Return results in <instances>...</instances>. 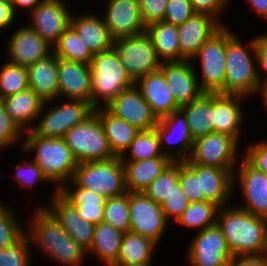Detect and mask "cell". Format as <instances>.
<instances>
[{"instance_id":"6da1fadb","label":"cell","mask_w":267,"mask_h":266,"mask_svg":"<svg viewBox=\"0 0 267 266\" xmlns=\"http://www.w3.org/2000/svg\"><path fill=\"white\" fill-rule=\"evenodd\" d=\"M26 234L37 251L48 256L52 262L67 266H82L87 252L45 208L37 207L32 212ZM39 249V250H38Z\"/></svg>"},{"instance_id":"7a4b0ae2","label":"cell","mask_w":267,"mask_h":266,"mask_svg":"<svg viewBox=\"0 0 267 266\" xmlns=\"http://www.w3.org/2000/svg\"><path fill=\"white\" fill-rule=\"evenodd\" d=\"M220 207L216 224L233 256L267 252V219L257 217L238 205Z\"/></svg>"},{"instance_id":"3957f363","label":"cell","mask_w":267,"mask_h":266,"mask_svg":"<svg viewBox=\"0 0 267 266\" xmlns=\"http://www.w3.org/2000/svg\"><path fill=\"white\" fill-rule=\"evenodd\" d=\"M239 38L227 24L224 94L249 98L250 95L259 94L261 88L257 74L255 37L246 45Z\"/></svg>"},{"instance_id":"277c9868","label":"cell","mask_w":267,"mask_h":266,"mask_svg":"<svg viewBox=\"0 0 267 266\" xmlns=\"http://www.w3.org/2000/svg\"><path fill=\"white\" fill-rule=\"evenodd\" d=\"M21 152L28 154L26 156L34 152L32 160L58 190L72 180L78 165L63 138L40 137L31 130L23 134Z\"/></svg>"},{"instance_id":"5b68a950","label":"cell","mask_w":267,"mask_h":266,"mask_svg":"<svg viewBox=\"0 0 267 266\" xmlns=\"http://www.w3.org/2000/svg\"><path fill=\"white\" fill-rule=\"evenodd\" d=\"M91 70L90 103L96 109L105 107L122 91L135 86L114 48L95 53ZM102 105V106H101Z\"/></svg>"},{"instance_id":"8992f818","label":"cell","mask_w":267,"mask_h":266,"mask_svg":"<svg viewBox=\"0 0 267 266\" xmlns=\"http://www.w3.org/2000/svg\"><path fill=\"white\" fill-rule=\"evenodd\" d=\"M53 102L59 101L56 99L44 102L37 121L31 129L35 135L63 138L72 127L85 121L95 110L89 101L62 99L60 104L55 103L52 106Z\"/></svg>"},{"instance_id":"52a82bcc","label":"cell","mask_w":267,"mask_h":266,"mask_svg":"<svg viewBox=\"0 0 267 266\" xmlns=\"http://www.w3.org/2000/svg\"><path fill=\"white\" fill-rule=\"evenodd\" d=\"M72 181L78 186L109 198L124 194V169L121 157L78 163Z\"/></svg>"},{"instance_id":"ba28073f","label":"cell","mask_w":267,"mask_h":266,"mask_svg":"<svg viewBox=\"0 0 267 266\" xmlns=\"http://www.w3.org/2000/svg\"><path fill=\"white\" fill-rule=\"evenodd\" d=\"M63 139L78 163L116 157L109 147L103 127L95 112L82 123L72 127Z\"/></svg>"},{"instance_id":"9c48e42d","label":"cell","mask_w":267,"mask_h":266,"mask_svg":"<svg viewBox=\"0 0 267 266\" xmlns=\"http://www.w3.org/2000/svg\"><path fill=\"white\" fill-rule=\"evenodd\" d=\"M225 56L226 26H223L200 47L197 54L191 59L195 72L198 74L200 88L204 93L224 94ZM194 61L200 62L201 71L197 70Z\"/></svg>"},{"instance_id":"30bf717a","label":"cell","mask_w":267,"mask_h":266,"mask_svg":"<svg viewBox=\"0 0 267 266\" xmlns=\"http://www.w3.org/2000/svg\"><path fill=\"white\" fill-rule=\"evenodd\" d=\"M113 48L134 82L160 69L162 65L151 37L146 32L137 36L115 39Z\"/></svg>"},{"instance_id":"8fae6325","label":"cell","mask_w":267,"mask_h":266,"mask_svg":"<svg viewBox=\"0 0 267 266\" xmlns=\"http://www.w3.org/2000/svg\"><path fill=\"white\" fill-rule=\"evenodd\" d=\"M240 144L227 134L210 133L194 140L191 154L184 162L222 169H235L236 163L239 161Z\"/></svg>"},{"instance_id":"7c38bea8","label":"cell","mask_w":267,"mask_h":266,"mask_svg":"<svg viewBox=\"0 0 267 266\" xmlns=\"http://www.w3.org/2000/svg\"><path fill=\"white\" fill-rule=\"evenodd\" d=\"M129 219L130 232L148 238L158 246L169 227L161 205L143 192H129Z\"/></svg>"},{"instance_id":"4fadbf2b","label":"cell","mask_w":267,"mask_h":266,"mask_svg":"<svg viewBox=\"0 0 267 266\" xmlns=\"http://www.w3.org/2000/svg\"><path fill=\"white\" fill-rule=\"evenodd\" d=\"M195 235V236H194ZM193 235L187 246L190 266H228L233 255L220 228L215 224Z\"/></svg>"},{"instance_id":"5bb4252c","label":"cell","mask_w":267,"mask_h":266,"mask_svg":"<svg viewBox=\"0 0 267 266\" xmlns=\"http://www.w3.org/2000/svg\"><path fill=\"white\" fill-rule=\"evenodd\" d=\"M237 166L234 169V191L239 185L244 204L236 205L257 217L267 219V175L253 168L243 157Z\"/></svg>"},{"instance_id":"9a60e30c","label":"cell","mask_w":267,"mask_h":266,"mask_svg":"<svg viewBox=\"0 0 267 266\" xmlns=\"http://www.w3.org/2000/svg\"><path fill=\"white\" fill-rule=\"evenodd\" d=\"M27 15L28 25L53 47L70 26L72 11L66 0H43Z\"/></svg>"},{"instance_id":"2e32d148","label":"cell","mask_w":267,"mask_h":266,"mask_svg":"<svg viewBox=\"0 0 267 266\" xmlns=\"http://www.w3.org/2000/svg\"><path fill=\"white\" fill-rule=\"evenodd\" d=\"M155 129L164 155L173 161H185L189 158L194 140L186 117L180 109L159 118Z\"/></svg>"},{"instance_id":"e0dca14e","label":"cell","mask_w":267,"mask_h":266,"mask_svg":"<svg viewBox=\"0 0 267 266\" xmlns=\"http://www.w3.org/2000/svg\"><path fill=\"white\" fill-rule=\"evenodd\" d=\"M104 5L102 18L114 40L146 32L138 0H107Z\"/></svg>"},{"instance_id":"ac0fdd59","label":"cell","mask_w":267,"mask_h":266,"mask_svg":"<svg viewBox=\"0 0 267 266\" xmlns=\"http://www.w3.org/2000/svg\"><path fill=\"white\" fill-rule=\"evenodd\" d=\"M45 207L60 223L61 227L86 251L90 248L95 232V225L79 215L78 210L68 202L58 189H53Z\"/></svg>"},{"instance_id":"d6986e66","label":"cell","mask_w":267,"mask_h":266,"mask_svg":"<svg viewBox=\"0 0 267 266\" xmlns=\"http://www.w3.org/2000/svg\"><path fill=\"white\" fill-rule=\"evenodd\" d=\"M105 108L140 131L155 129L158 124L159 119L136 86L122 91Z\"/></svg>"},{"instance_id":"ffe728a7","label":"cell","mask_w":267,"mask_h":266,"mask_svg":"<svg viewBox=\"0 0 267 266\" xmlns=\"http://www.w3.org/2000/svg\"><path fill=\"white\" fill-rule=\"evenodd\" d=\"M7 40V61L20 66L28 67L53 52V47L27 23L20 24Z\"/></svg>"},{"instance_id":"44dd1931","label":"cell","mask_w":267,"mask_h":266,"mask_svg":"<svg viewBox=\"0 0 267 266\" xmlns=\"http://www.w3.org/2000/svg\"><path fill=\"white\" fill-rule=\"evenodd\" d=\"M160 70L179 107L194 101L204 93L191 60L162 62Z\"/></svg>"},{"instance_id":"7402d4cb","label":"cell","mask_w":267,"mask_h":266,"mask_svg":"<svg viewBox=\"0 0 267 266\" xmlns=\"http://www.w3.org/2000/svg\"><path fill=\"white\" fill-rule=\"evenodd\" d=\"M223 25L208 14L195 13L177 26L181 61L191 60L200 47L217 33Z\"/></svg>"},{"instance_id":"603a6c76","label":"cell","mask_w":267,"mask_h":266,"mask_svg":"<svg viewBox=\"0 0 267 266\" xmlns=\"http://www.w3.org/2000/svg\"><path fill=\"white\" fill-rule=\"evenodd\" d=\"M58 99L89 101L91 70L89 64L58 58Z\"/></svg>"},{"instance_id":"cb8c5ba5","label":"cell","mask_w":267,"mask_h":266,"mask_svg":"<svg viewBox=\"0 0 267 266\" xmlns=\"http://www.w3.org/2000/svg\"><path fill=\"white\" fill-rule=\"evenodd\" d=\"M246 98L243 95L213 93L214 132L227 134L238 142L242 139L241 125L246 120L242 104H245Z\"/></svg>"},{"instance_id":"d4e9b609","label":"cell","mask_w":267,"mask_h":266,"mask_svg":"<svg viewBox=\"0 0 267 266\" xmlns=\"http://www.w3.org/2000/svg\"><path fill=\"white\" fill-rule=\"evenodd\" d=\"M200 177L201 193L208 201L220 207L229 205L234 198V169L187 164Z\"/></svg>"},{"instance_id":"484cf974","label":"cell","mask_w":267,"mask_h":266,"mask_svg":"<svg viewBox=\"0 0 267 266\" xmlns=\"http://www.w3.org/2000/svg\"><path fill=\"white\" fill-rule=\"evenodd\" d=\"M135 86L158 119L179 110L160 69L144 75L135 82Z\"/></svg>"},{"instance_id":"4316f807","label":"cell","mask_w":267,"mask_h":266,"mask_svg":"<svg viewBox=\"0 0 267 266\" xmlns=\"http://www.w3.org/2000/svg\"><path fill=\"white\" fill-rule=\"evenodd\" d=\"M70 26L76 31L81 40L88 46L93 54L106 51L113 47L114 39L111 37L102 16L95 13L82 12L71 15Z\"/></svg>"},{"instance_id":"83f0119b","label":"cell","mask_w":267,"mask_h":266,"mask_svg":"<svg viewBox=\"0 0 267 266\" xmlns=\"http://www.w3.org/2000/svg\"><path fill=\"white\" fill-rule=\"evenodd\" d=\"M26 69L29 89L44 102L58 99V57L53 52Z\"/></svg>"},{"instance_id":"f1b7e54d","label":"cell","mask_w":267,"mask_h":266,"mask_svg":"<svg viewBox=\"0 0 267 266\" xmlns=\"http://www.w3.org/2000/svg\"><path fill=\"white\" fill-rule=\"evenodd\" d=\"M127 192H143L172 162L170 157L122 161Z\"/></svg>"},{"instance_id":"f546056e","label":"cell","mask_w":267,"mask_h":266,"mask_svg":"<svg viewBox=\"0 0 267 266\" xmlns=\"http://www.w3.org/2000/svg\"><path fill=\"white\" fill-rule=\"evenodd\" d=\"M2 101L10 118L23 132L34 127L44 104V101L29 88L2 98Z\"/></svg>"},{"instance_id":"4dcf8cb0","label":"cell","mask_w":267,"mask_h":266,"mask_svg":"<svg viewBox=\"0 0 267 266\" xmlns=\"http://www.w3.org/2000/svg\"><path fill=\"white\" fill-rule=\"evenodd\" d=\"M59 193L76 207L79 215L85 220L94 225L103 222L106 197L97 192L78 187L72 180L66 183L59 190Z\"/></svg>"},{"instance_id":"1f68e13d","label":"cell","mask_w":267,"mask_h":266,"mask_svg":"<svg viewBox=\"0 0 267 266\" xmlns=\"http://www.w3.org/2000/svg\"><path fill=\"white\" fill-rule=\"evenodd\" d=\"M94 112L98 115L112 153L121 157L140 130L114 116L105 107L96 108Z\"/></svg>"},{"instance_id":"d6a6232c","label":"cell","mask_w":267,"mask_h":266,"mask_svg":"<svg viewBox=\"0 0 267 266\" xmlns=\"http://www.w3.org/2000/svg\"><path fill=\"white\" fill-rule=\"evenodd\" d=\"M124 233L110 224L100 222L95 225V232L87 256L92 255L105 266H113L120 252Z\"/></svg>"},{"instance_id":"836d02e7","label":"cell","mask_w":267,"mask_h":266,"mask_svg":"<svg viewBox=\"0 0 267 266\" xmlns=\"http://www.w3.org/2000/svg\"><path fill=\"white\" fill-rule=\"evenodd\" d=\"M179 109L186 117L193 140L214 133L213 93H203Z\"/></svg>"},{"instance_id":"e575fe53","label":"cell","mask_w":267,"mask_h":266,"mask_svg":"<svg viewBox=\"0 0 267 266\" xmlns=\"http://www.w3.org/2000/svg\"><path fill=\"white\" fill-rule=\"evenodd\" d=\"M158 245L132 232L124 233L118 259L113 266L147 265L153 263Z\"/></svg>"},{"instance_id":"d590c367","label":"cell","mask_w":267,"mask_h":266,"mask_svg":"<svg viewBox=\"0 0 267 266\" xmlns=\"http://www.w3.org/2000/svg\"><path fill=\"white\" fill-rule=\"evenodd\" d=\"M161 62L181 61L177 26L160 21L146 27Z\"/></svg>"},{"instance_id":"8d00e7d4","label":"cell","mask_w":267,"mask_h":266,"mask_svg":"<svg viewBox=\"0 0 267 266\" xmlns=\"http://www.w3.org/2000/svg\"><path fill=\"white\" fill-rule=\"evenodd\" d=\"M220 206L212 201L190 203L176 223L198 232L214 226Z\"/></svg>"},{"instance_id":"74e56055","label":"cell","mask_w":267,"mask_h":266,"mask_svg":"<svg viewBox=\"0 0 267 266\" xmlns=\"http://www.w3.org/2000/svg\"><path fill=\"white\" fill-rule=\"evenodd\" d=\"M53 53L60 59L90 64L94 54L69 26L53 46Z\"/></svg>"},{"instance_id":"f35d334b","label":"cell","mask_w":267,"mask_h":266,"mask_svg":"<svg viewBox=\"0 0 267 266\" xmlns=\"http://www.w3.org/2000/svg\"><path fill=\"white\" fill-rule=\"evenodd\" d=\"M156 157H168L161 150L156 129L140 131L129 148L121 156L122 161H139Z\"/></svg>"},{"instance_id":"ab89813d","label":"cell","mask_w":267,"mask_h":266,"mask_svg":"<svg viewBox=\"0 0 267 266\" xmlns=\"http://www.w3.org/2000/svg\"><path fill=\"white\" fill-rule=\"evenodd\" d=\"M15 211L14 206L0 202V250L17 243L26 234L25 225L22 227Z\"/></svg>"},{"instance_id":"60d3db41","label":"cell","mask_w":267,"mask_h":266,"mask_svg":"<svg viewBox=\"0 0 267 266\" xmlns=\"http://www.w3.org/2000/svg\"><path fill=\"white\" fill-rule=\"evenodd\" d=\"M179 183V161H173L143 193L155 203H161L172 193L174 187Z\"/></svg>"},{"instance_id":"b9f144b4","label":"cell","mask_w":267,"mask_h":266,"mask_svg":"<svg viewBox=\"0 0 267 266\" xmlns=\"http://www.w3.org/2000/svg\"><path fill=\"white\" fill-rule=\"evenodd\" d=\"M103 222L123 233L130 232L129 192L106 199Z\"/></svg>"},{"instance_id":"7bdbcfd3","label":"cell","mask_w":267,"mask_h":266,"mask_svg":"<svg viewBox=\"0 0 267 266\" xmlns=\"http://www.w3.org/2000/svg\"><path fill=\"white\" fill-rule=\"evenodd\" d=\"M0 67V99L28 89L27 69L24 66L10 63Z\"/></svg>"},{"instance_id":"ee69618b","label":"cell","mask_w":267,"mask_h":266,"mask_svg":"<svg viewBox=\"0 0 267 266\" xmlns=\"http://www.w3.org/2000/svg\"><path fill=\"white\" fill-rule=\"evenodd\" d=\"M14 173L10 176L14 178L15 186L16 184L24 187L26 190H33L37 187L36 184H51V182L44 175L43 171L39 168L35 161L24 159L23 162L14 164ZM34 186V188H32Z\"/></svg>"},{"instance_id":"f6af8a7d","label":"cell","mask_w":267,"mask_h":266,"mask_svg":"<svg viewBox=\"0 0 267 266\" xmlns=\"http://www.w3.org/2000/svg\"><path fill=\"white\" fill-rule=\"evenodd\" d=\"M25 234L17 243L0 250V266H31L33 251Z\"/></svg>"},{"instance_id":"bcb514c9","label":"cell","mask_w":267,"mask_h":266,"mask_svg":"<svg viewBox=\"0 0 267 266\" xmlns=\"http://www.w3.org/2000/svg\"><path fill=\"white\" fill-rule=\"evenodd\" d=\"M24 132L17 126V124L10 118L6 112L2 99H0V153L7 151L17 145L22 148ZM5 149V150H4Z\"/></svg>"},{"instance_id":"7dc6e473","label":"cell","mask_w":267,"mask_h":266,"mask_svg":"<svg viewBox=\"0 0 267 266\" xmlns=\"http://www.w3.org/2000/svg\"><path fill=\"white\" fill-rule=\"evenodd\" d=\"M179 184L190 203L207 200L204 193H201L200 177H197V174L184 161H179Z\"/></svg>"},{"instance_id":"c3c4849f","label":"cell","mask_w":267,"mask_h":266,"mask_svg":"<svg viewBox=\"0 0 267 266\" xmlns=\"http://www.w3.org/2000/svg\"><path fill=\"white\" fill-rule=\"evenodd\" d=\"M189 204V199L178 183L172 193L161 203V208L167 220L170 222L172 218L173 222L176 223Z\"/></svg>"},{"instance_id":"681fc988","label":"cell","mask_w":267,"mask_h":266,"mask_svg":"<svg viewBox=\"0 0 267 266\" xmlns=\"http://www.w3.org/2000/svg\"><path fill=\"white\" fill-rule=\"evenodd\" d=\"M194 14L189 0H168L163 21L178 26Z\"/></svg>"},{"instance_id":"f907efd6","label":"cell","mask_w":267,"mask_h":266,"mask_svg":"<svg viewBox=\"0 0 267 266\" xmlns=\"http://www.w3.org/2000/svg\"><path fill=\"white\" fill-rule=\"evenodd\" d=\"M168 0H138L145 27L163 21Z\"/></svg>"},{"instance_id":"816d5d0a","label":"cell","mask_w":267,"mask_h":266,"mask_svg":"<svg viewBox=\"0 0 267 266\" xmlns=\"http://www.w3.org/2000/svg\"><path fill=\"white\" fill-rule=\"evenodd\" d=\"M243 158L255 169L267 175V143L252 142L244 149Z\"/></svg>"},{"instance_id":"f5cc1de1","label":"cell","mask_w":267,"mask_h":266,"mask_svg":"<svg viewBox=\"0 0 267 266\" xmlns=\"http://www.w3.org/2000/svg\"><path fill=\"white\" fill-rule=\"evenodd\" d=\"M195 13L208 14L226 26L220 15L230 5V0H189Z\"/></svg>"},{"instance_id":"db71d44e","label":"cell","mask_w":267,"mask_h":266,"mask_svg":"<svg viewBox=\"0 0 267 266\" xmlns=\"http://www.w3.org/2000/svg\"><path fill=\"white\" fill-rule=\"evenodd\" d=\"M255 50L259 83L263 85L267 83V32L255 36Z\"/></svg>"},{"instance_id":"11a10c76","label":"cell","mask_w":267,"mask_h":266,"mask_svg":"<svg viewBox=\"0 0 267 266\" xmlns=\"http://www.w3.org/2000/svg\"><path fill=\"white\" fill-rule=\"evenodd\" d=\"M228 266H267V252L257 255L233 256Z\"/></svg>"},{"instance_id":"9f6ffc18","label":"cell","mask_w":267,"mask_h":266,"mask_svg":"<svg viewBox=\"0 0 267 266\" xmlns=\"http://www.w3.org/2000/svg\"><path fill=\"white\" fill-rule=\"evenodd\" d=\"M17 16L12 4L0 2V30L15 24L14 22L18 19Z\"/></svg>"},{"instance_id":"6f0895ef","label":"cell","mask_w":267,"mask_h":266,"mask_svg":"<svg viewBox=\"0 0 267 266\" xmlns=\"http://www.w3.org/2000/svg\"><path fill=\"white\" fill-rule=\"evenodd\" d=\"M248 2L251 11H255L262 19L267 22V0H245Z\"/></svg>"},{"instance_id":"680465c9","label":"cell","mask_w":267,"mask_h":266,"mask_svg":"<svg viewBox=\"0 0 267 266\" xmlns=\"http://www.w3.org/2000/svg\"><path fill=\"white\" fill-rule=\"evenodd\" d=\"M43 0H13L12 6L14 9V12L17 14L20 9L27 10V13L29 14L31 11H33ZM20 8V9H19Z\"/></svg>"},{"instance_id":"91938a15","label":"cell","mask_w":267,"mask_h":266,"mask_svg":"<svg viewBox=\"0 0 267 266\" xmlns=\"http://www.w3.org/2000/svg\"><path fill=\"white\" fill-rule=\"evenodd\" d=\"M259 95L258 97L260 98V101L262 102V106H263V111L267 112V83L261 85L260 91H259Z\"/></svg>"},{"instance_id":"94428289","label":"cell","mask_w":267,"mask_h":266,"mask_svg":"<svg viewBox=\"0 0 267 266\" xmlns=\"http://www.w3.org/2000/svg\"><path fill=\"white\" fill-rule=\"evenodd\" d=\"M0 2L12 4L13 0H0Z\"/></svg>"},{"instance_id":"6125c7cd","label":"cell","mask_w":267,"mask_h":266,"mask_svg":"<svg viewBox=\"0 0 267 266\" xmlns=\"http://www.w3.org/2000/svg\"><path fill=\"white\" fill-rule=\"evenodd\" d=\"M153 264H147V265H129V266H152Z\"/></svg>"}]
</instances>
